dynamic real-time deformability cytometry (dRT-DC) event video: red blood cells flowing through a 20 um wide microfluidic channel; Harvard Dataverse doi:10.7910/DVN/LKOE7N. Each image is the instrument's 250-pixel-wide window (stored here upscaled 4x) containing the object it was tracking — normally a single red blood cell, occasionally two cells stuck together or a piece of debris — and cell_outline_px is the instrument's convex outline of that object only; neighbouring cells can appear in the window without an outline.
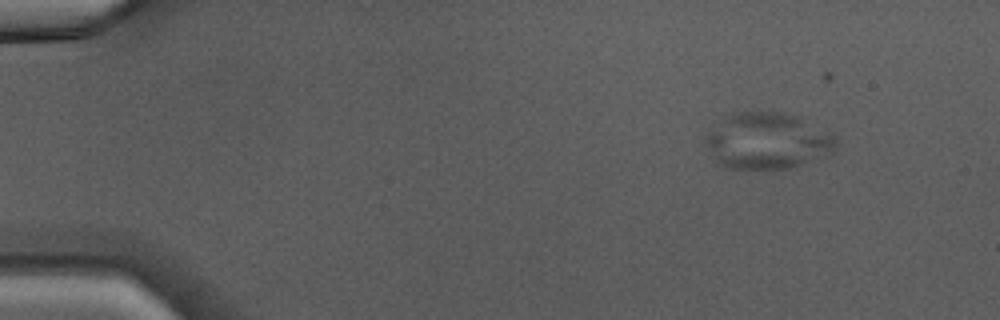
{"species": "Egyptian fruit bat (a non-hibernating species)", "species_latin": "Rousettus aegyptiacus", "temperature_condition": "warm", "stored_images_in_passage": 41, "camera_frame_rate_fps": 3000, "um_per_image_px": 0.085, "animal": {"sex": "male"}, "frame": {"image": 1, "passage_image": 1, "time_ms": 0.0, "image_size_px": [1000, 320], "cell_outline_px": [[836, 148], [832, 152], [792, 168], [728, 168], [712, 160], [704, 144], [704, 136], [724, 116], [732, 112], [784, 112], [804, 116], [836, 136]], "centroid_in_image_um": [65.21, 11.95], "position_along_channel_um": 19.8, "area_um2": 43.52}}
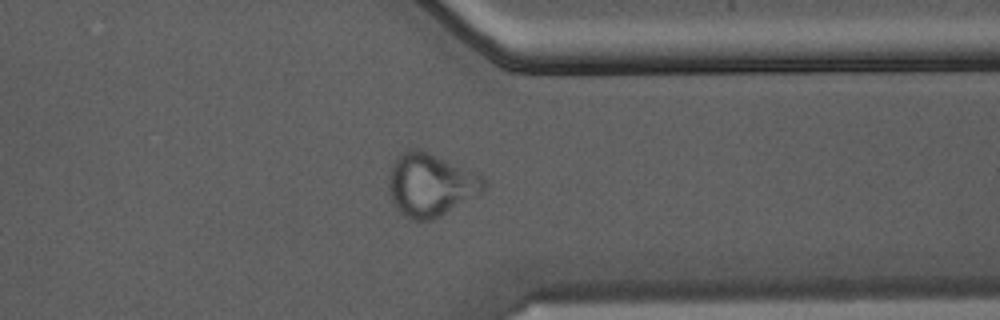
{"frame": {"image": 2, "passage_image": 32, "time_ms": 10.333, "image_size_px": [1000, 320], "cell_outline_px": [[488, 188], [440, 216], [432, 220], [408, 220], [396, 208], [388, 192], [388, 176], [392, 160], [400, 152], [408, 148], [420, 148], [480, 172], [488, 180]], "centroid_in_image_um": [36.6, 15.66], "position_along_channel_um": 374.8, "area_um2": 36.01}}